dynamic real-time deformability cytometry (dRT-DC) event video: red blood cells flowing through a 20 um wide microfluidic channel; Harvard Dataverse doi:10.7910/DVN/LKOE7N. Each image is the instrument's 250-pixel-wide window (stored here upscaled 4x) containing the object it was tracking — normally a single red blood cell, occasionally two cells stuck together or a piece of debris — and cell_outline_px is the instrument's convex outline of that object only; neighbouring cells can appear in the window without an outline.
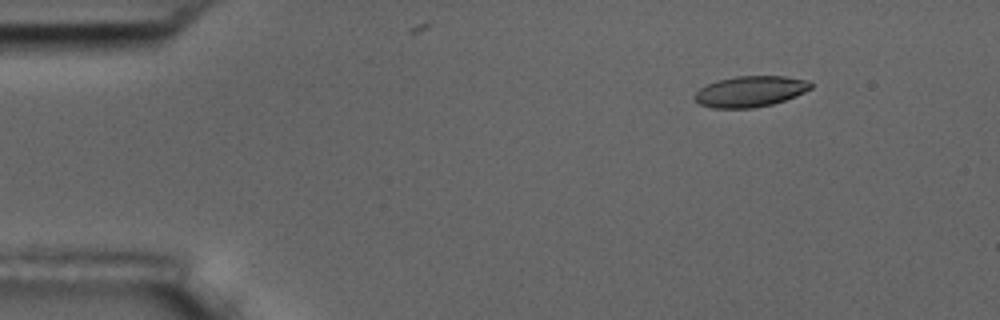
{"species": "common noctule bat (a hibernating species)", "species_latin": "Nyctalus noctula", "temperature_condition": "room temperature", "stored_images_in_passage": 8, "camera_frame_rate_fps": 3000, "um_per_image_px": 0.085, "animal": {"sex": "male", "body_mass_g": 17.5, "forearm_length_mm": 52.3}, "frame": {"image": 1, "passage_image": 2, "time_ms": 1.333, "image_size_px": [1000, 320], "cell_outline_px": [[812, 88], [796, 96], [772, 104], [752, 108], [712, 108], [700, 104], [692, 96], [700, 88], [716, 80], [736, 76], [784, 76], [808, 80], [812, 84]], "centroid_in_image_um": [63.77, 7.77], "position_along_channel_um": 21.2, "area_um2": 20.92}}
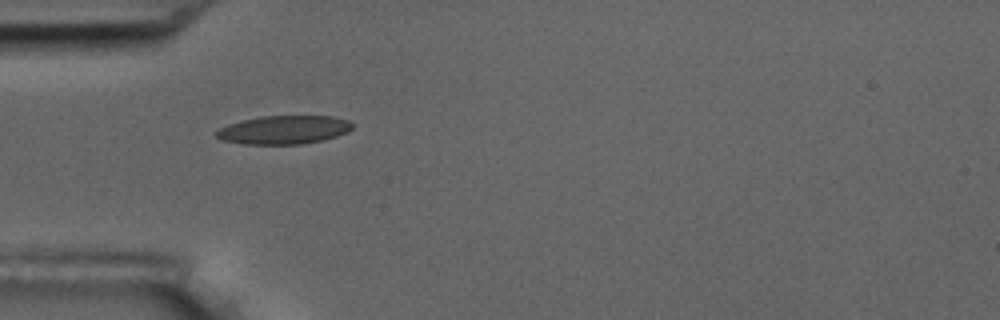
{"frame": {"image": 2, "passage_image": 5, "time_ms": 4.667, "image_size_px": [1000, 320], "cell_outline_px": [[352, 128], [348, 132], [336, 136], [320, 140], [300, 144], [244, 144], [224, 140], [216, 136], [212, 132], [228, 124], [240, 120], [260, 116], [332, 116], [348, 120], [352, 124]], "centroid_in_image_um": [24.09, 11.02], "position_along_channel_um": 60.9, "area_um2": 22.54}}
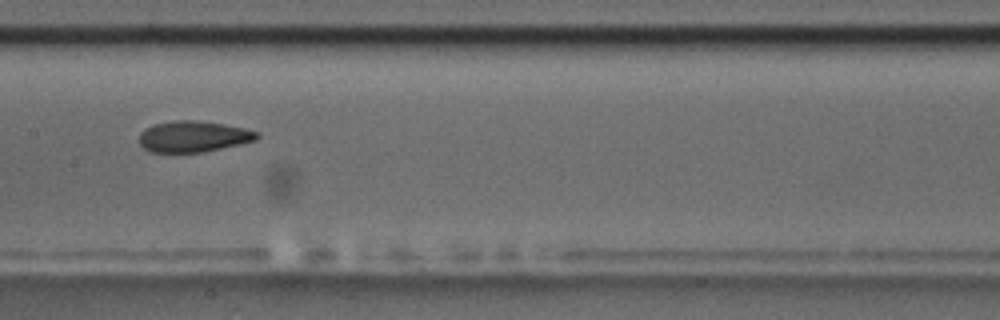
{"frame": {"image": 3, "passage_image": 8, "time_ms": 8.333, "image_size_px": [1000, 320], "cell_outline_px": [[260, 136], [256, 140], [240, 144], [204, 152], [148, 152], [140, 144], [140, 132], [144, 128], [152, 124], [176, 120], [196, 120], [224, 124], [244, 128], [260, 132]], "centroid_in_image_um": [16.43, 11.6], "position_along_channel_um": 191.0, "area_um2": 21.5}}